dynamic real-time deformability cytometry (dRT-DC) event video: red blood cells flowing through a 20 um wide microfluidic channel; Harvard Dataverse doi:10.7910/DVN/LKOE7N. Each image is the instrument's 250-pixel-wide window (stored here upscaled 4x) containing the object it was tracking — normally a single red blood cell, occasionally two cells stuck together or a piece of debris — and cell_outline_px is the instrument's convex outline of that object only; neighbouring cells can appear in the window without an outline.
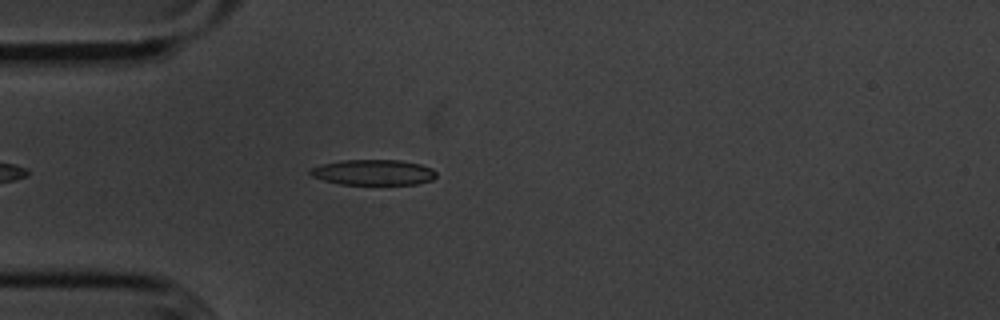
{"species": "common noctule bat (a hibernating species)", "species_latin": "Nyctalus noctula", "temperature_condition": "cold", "stored_images_in_passage": 14, "camera_frame_rate_fps": 3000, "um_per_image_px": 0.085, "animal": {"sex": "male", "body_mass_g": 20.1, "forearm_length_mm": 53.5}, "frame": {"image": 1, "passage_image": 3, "time_ms": 0.667, "image_size_px": [1000, 320], "cell_outline_px": [[436, 176], [432, 180], [416, 184], [340, 184], [324, 180], [312, 176], [308, 172], [308, 168], [320, 164], [340, 160], [400, 160], [420, 164], [432, 168], [436, 172]], "centroid_in_image_um": [31.7, 14.64], "position_along_channel_um": 53.3, "area_um2": 18.84}}
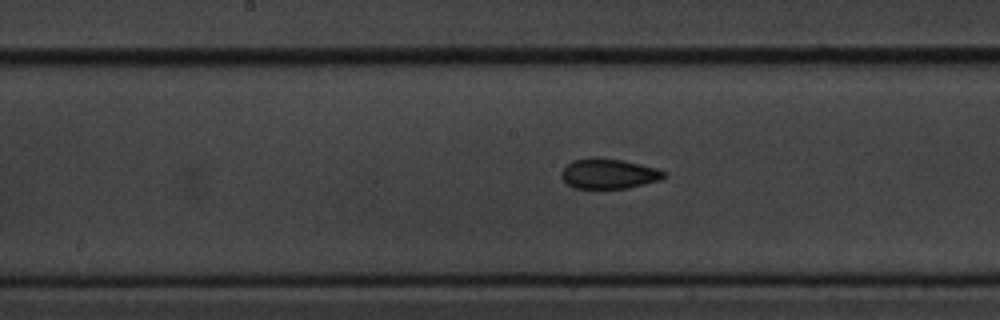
{"frame": {"image": 2, "passage_image": 12, "time_ms": 3.667, "image_size_px": [1000, 320], "cell_outline_px": [[668, 176], [660, 180], [628, 188], [572, 188], [560, 176], [560, 172], [572, 160], [588, 156], [596, 156], [624, 160], [656, 168], [668, 172]], "centroid_in_image_um": [51.74, 14.74], "position_along_channel_um": 196.5, "area_um2": 18.38}}